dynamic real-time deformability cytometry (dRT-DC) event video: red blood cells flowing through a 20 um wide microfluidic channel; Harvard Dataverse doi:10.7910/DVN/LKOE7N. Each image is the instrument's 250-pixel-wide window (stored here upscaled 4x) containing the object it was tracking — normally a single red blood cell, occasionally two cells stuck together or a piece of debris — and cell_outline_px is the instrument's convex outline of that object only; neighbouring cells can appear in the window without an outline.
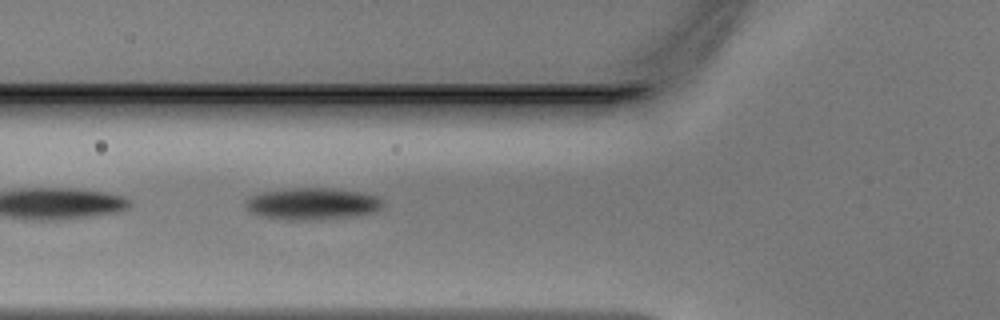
{"species": "Egyptian fruit bat (a non-hibernating species)", "species_latin": "Rousettus aegyptiacus", "temperature_condition": "warm", "stored_images_in_passage": 32, "camera_frame_rate_fps": 3000, "um_per_image_px": 0.085, "animal": {"sex": "male"}, "frame": {"image": 1, "passage_image": 5, "time_ms": 1.333, "image_size_px": [1000, 320], "cell_outline_px": [[384, 204], [376, 212], [352, 216], [292, 220], [260, 216], [252, 212], [244, 204], [244, 200], [252, 196], [264, 192], [296, 188], [324, 188], [356, 192], [376, 196], [384, 200]], "centroid_in_image_um": [26.55, 17.32], "position_along_channel_um": 99.3, "area_um2": 24.8}}
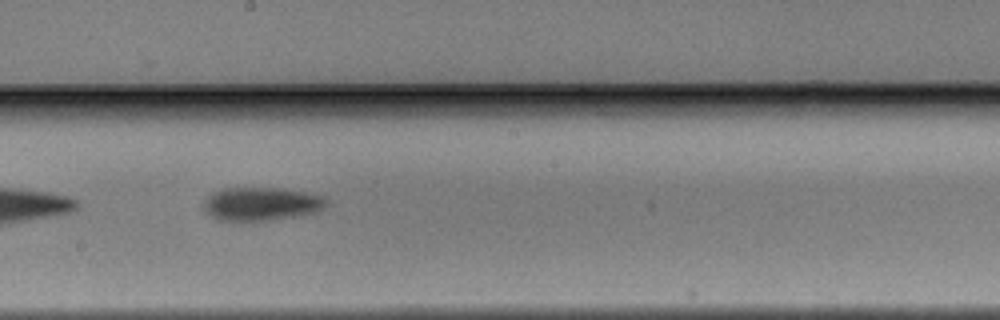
{"frame": {"image": 2, "passage_image": 14, "time_ms": 4.333, "image_size_px": [1000, 320], "cell_outline_px": [[328, 204], [324, 208], [316, 212], [300, 216], [272, 220], [232, 224], [216, 220], [204, 208], [204, 200], [208, 196], [224, 188], [276, 188], [308, 192], [324, 196], [328, 200]], "centroid_in_image_um": [22.23, 17.38], "position_along_channel_um": 226.0, "area_um2": 24.68}}
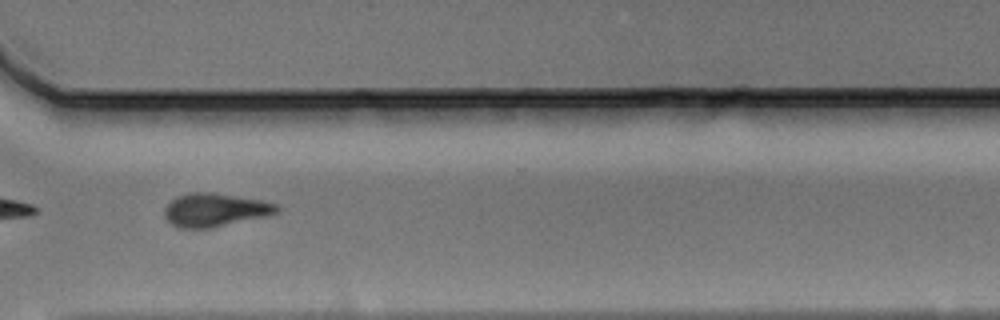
{"frame": {"image": 3, "passage_image": 23, "time_ms": 7.333, "image_size_px": [1000, 320], "cell_outline_px": [[280, 212], [272, 216], [212, 228], [180, 228], [172, 224], [164, 216], [164, 208], [176, 196], [188, 192], [212, 192], [264, 200], [280, 204]], "centroid_in_image_um": [18.37, 17.84], "position_along_channel_um": 352.2, "area_um2": 22.48}}